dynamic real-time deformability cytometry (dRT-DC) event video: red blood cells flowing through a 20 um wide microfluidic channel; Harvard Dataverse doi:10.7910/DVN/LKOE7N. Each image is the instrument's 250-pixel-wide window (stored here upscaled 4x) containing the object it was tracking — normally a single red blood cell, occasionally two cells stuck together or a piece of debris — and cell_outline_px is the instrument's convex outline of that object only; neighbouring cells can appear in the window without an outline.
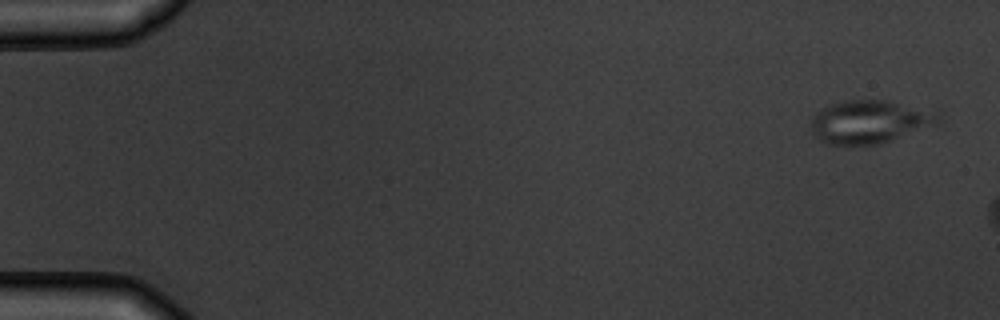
{"species": "common noctule bat (a hibernating species)", "species_latin": "Nyctalus noctula", "temperature_condition": "warm", "stored_images_in_passage": 3, "camera_frame_rate_fps": 3000, "um_per_image_px": 0.085, "animal": {"sex": "male", "body_mass_g": 19.5, "forearm_length_mm": 54.6}, "frame": {"image": 1, "passage_image": 1, "time_ms": 0.0, "image_size_px": [1000, 320], "cell_outline_px": [[940, 120], [936, 124], [880, 144], [824, 144], [812, 132], [812, 116], [816, 112], [832, 104], [844, 100], [888, 100], [940, 108]], "centroid_in_image_um": [74.03, 10.31], "position_along_channel_um": 11.0, "area_um2": 32.48}}